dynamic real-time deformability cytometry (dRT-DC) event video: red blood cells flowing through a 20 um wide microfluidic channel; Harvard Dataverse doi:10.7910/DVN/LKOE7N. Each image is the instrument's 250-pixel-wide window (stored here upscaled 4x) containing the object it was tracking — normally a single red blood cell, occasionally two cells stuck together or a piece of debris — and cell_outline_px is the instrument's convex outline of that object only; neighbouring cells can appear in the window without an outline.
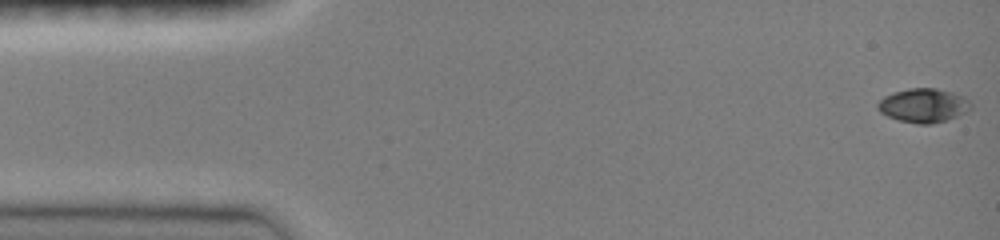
{"species": "common noctule bat (a hibernating species)", "species_latin": "Nyctalus noctula", "temperature_condition": "room temperature", "stored_images_in_passage": 39, "camera_frame_rate_fps": 3000, "um_per_image_px": 0.085, "animal": {"sex": "female", "body_mass_g": 19.0, "forearm_length_mm": 51.5}, "frame": {"image": 1, "passage_image": 1, "time_ms": 0.0, "image_size_px": [1000, 240], "cell_outline_px": [[972, 108], [956, 116], [932, 124], [916, 124], [900, 120], [888, 116], [880, 112], [876, 108], [876, 104], [884, 96], [892, 92], [908, 88], [936, 88], [952, 92], [964, 96], [972, 104]], "centroid_in_image_um": [78.47, 8.95], "position_along_channel_um": 6.5, "area_um2": 18.44}}
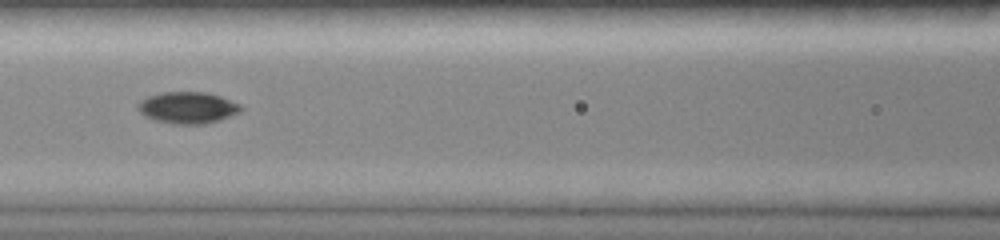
{"frame": {"image": 2, "passage_image": 17, "time_ms": 6.667, "image_size_px": [1000, 240], "cell_outline_px": [[244, 108], [240, 112], [220, 120], [204, 124], [172, 124], [156, 120], [144, 116], [136, 108], [136, 104], [140, 100], [148, 96], [160, 92], [204, 92], [220, 96], [240, 104]], "centroid_in_image_um": [15.93, 9.15], "position_along_channel_um": 150.7, "area_um2": 19.13}}
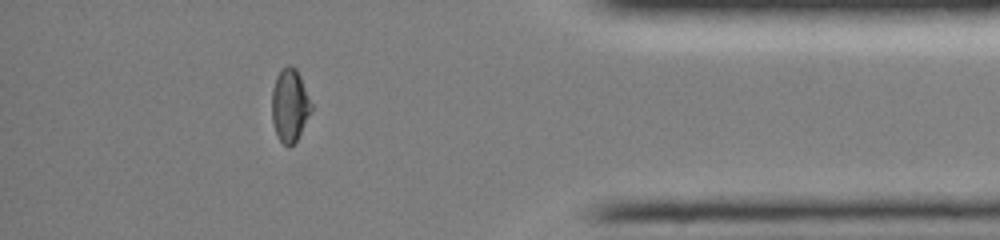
{"frame": {"image": 3, "passage_image": 34, "time_ms": 13.667, "image_size_px": [1000, 240], "cell_outline_px": [[312, 112], [296, 140], [288, 148], [276, 136], [272, 120], [272, 88], [276, 76], [280, 68], [288, 64], [296, 68], [300, 76], [312, 104]], "centroid_in_image_um": [24.62, 8.93], "position_along_channel_um": 410.6, "area_um2": 16.94}, "authors_computed_cell_mechanics": {"area_um2": 17.5712, "velocity_mm_per_s": 4.0268, "shape_relaxation_time_tau1_ms": 5.3534, "shape_relaxation_time_tau2_ms": 7.1834, "deformation_change_tau1": 0.1726, "deformation_change_tau2": 0.0705}}